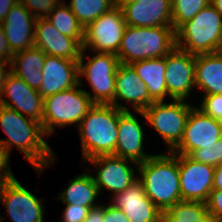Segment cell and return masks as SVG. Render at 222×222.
<instances>
[{
  "label": "cell",
  "instance_id": "cell-1",
  "mask_svg": "<svg viewBox=\"0 0 222 222\" xmlns=\"http://www.w3.org/2000/svg\"><path fill=\"white\" fill-rule=\"evenodd\" d=\"M0 127L7 135L0 142L9 153L16 146L39 174L57 159L44 140L46 135L40 122L0 104Z\"/></svg>",
  "mask_w": 222,
  "mask_h": 222
},
{
  "label": "cell",
  "instance_id": "cell-2",
  "mask_svg": "<svg viewBox=\"0 0 222 222\" xmlns=\"http://www.w3.org/2000/svg\"><path fill=\"white\" fill-rule=\"evenodd\" d=\"M168 154V155H167ZM154 154L138 165V181L147 197L160 211L167 210L182 201L178 154L172 152Z\"/></svg>",
  "mask_w": 222,
  "mask_h": 222
},
{
  "label": "cell",
  "instance_id": "cell-3",
  "mask_svg": "<svg viewBox=\"0 0 222 222\" xmlns=\"http://www.w3.org/2000/svg\"><path fill=\"white\" fill-rule=\"evenodd\" d=\"M112 104H94L77 126L83 159L114 155L118 139L119 114Z\"/></svg>",
  "mask_w": 222,
  "mask_h": 222
},
{
  "label": "cell",
  "instance_id": "cell-4",
  "mask_svg": "<svg viewBox=\"0 0 222 222\" xmlns=\"http://www.w3.org/2000/svg\"><path fill=\"white\" fill-rule=\"evenodd\" d=\"M176 47L172 26L133 27L127 25L116 54L120 63L165 57Z\"/></svg>",
  "mask_w": 222,
  "mask_h": 222
},
{
  "label": "cell",
  "instance_id": "cell-5",
  "mask_svg": "<svg viewBox=\"0 0 222 222\" xmlns=\"http://www.w3.org/2000/svg\"><path fill=\"white\" fill-rule=\"evenodd\" d=\"M222 37V15L211 5L176 31V47L193 55L215 53Z\"/></svg>",
  "mask_w": 222,
  "mask_h": 222
},
{
  "label": "cell",
  "instance_id": "cell-6",
  "mask_svg": "<svg viewBox=\"0 0 222 222\" xmlns=\"http://www.w3.org/2000/svg\"><path fill=\"white\" fill-rule=\"evenodd\" d=\"M82 81L72 89L58 92L44 98L42 129L45 135L54 133V126L59 128L67 125L78 126L94 105L86 90H82Z\"/></svg>",
  "mask_w": 222,
  "mask_h": 222
},
{
  "label": "cell",
  "instance_id": "cell-7",
  "mask_svg": "<svg viewBox=\"0 0 222 222\" xmlns=\"http://www.w3.org/2000/svg\"><path fill=\"white\" fill-rule=\"evenodd\" d=\"M85 49L82 50L78 61L79 80L85 77L89 82L93 95L86 91L94 104L114 105L116 70L120 61L116 54L98 53L89 57L87 63Z\"/></svg>",
  "mask_w": 222,
  "mask_h": 222
},
{
  "label": "cell",
  "instance_id": "cell-8",
  "mask_svg": "<svg viewBox=\"0 0 222 222\" xmlns=\"http://www.w3.org/2000/svg\"><path fill=\"white\" fill-rule=\"evenodd\" d=\"M173 101L153 102L144 111H137L159 133L168 145V152H172L180 144L190 111L194 107L184 100Z\"/></svg>",
  "mask_w": 222,
  "mask_h": 222
},
{
  "label": "cell",
  "instance_id": "cell-9",
  "mask_svg": "<svg viewBox=\"0 0 222 222\" xmlns=\"http://www.w3.org/2000/svg\"><path fill=\"white\" fill-rule=\"evenodd\" d=\"M126 26L121 8L115 5L84 29L83 49L117 54Z\"/></svg>",
  "mask_w": 222,
  "mask_h": 222
},
{
  "label": "cell",
  "instance_id": "cell-10",
  "mask_svg": "<svg viewBox=\"0 0 222 222\" xmlns=\"http://www.w3.org/2000/svg\"><path fill=\"white\" fill-rule=\"evenodd\" d=\"M178 170L182 200L206 203L213 190L215 167L178 154Z\"/></svg>",
  "mask_w": 222,
  "mask_h": 222
},
{
  "label": "cell",
  "instance_id": "cell-11",
  "mask_svg": "<svg viewBox=\"0 0 222 222\" xmlns=\"http://www.w3.org/2000/svg\"><path fill=\"white\" fill-rule=\"evenodd\" d=\"M97 168L96 176L93 175L95 184L98 186L99 192L101 188L113 192V195L125 191L135 182L138 181L135 176V169L130 165L133 163L138 170V163L117 157L114 155H100L87 160Z\"/></svg>",
  "mask_w": 222,
  "mask_h": 222
},
{
  "label": "cell",
  "instance_id": "cell-12",
  "mask_svg": "<svg viewBox=\"0 0 222 222\" xmlns=\"http://www.w3.org/2000/svg\"><path fill=\"white\" fill-rule=\"evenodd\" d=\"M221 138L222 122L194 106L187 119L183 138L172 153L188 155L193 150L215 145Z\"/></svg>",
  "mask_w": 222,
  "mask_h": 222
},
{
  "label": "cell",
  "instance_id": "cell-13",
  "mask_svg": "<svg viewBox=\"0 0 222 222\" xmlns=\"http://www.w3.org/2000/svg\"><path fill=\"white\" fill-rule=\"evenodd\" d=\"M196 55L175 47L165 56L167 93L173 100H184L195 86Z\"/></svg>",
  "mask_w": 222,
  "mask_h": 222
},
{
  "label": "cell",
  "instance_id": "cell-14",
  "mask_svg": "<svg viewBox=\"0 0 222 222\" xmlns=\"http://www.w3.org/2000/svg\"><path fill=\"white\" fill-rule=\"evenodd\" d=\"M0 201L12 222H42L45 210L42 199L33 195L15 178L5 182Z\"/></svg>",
  "mask_w": 222,
  "mask_h": 222
},
{
  "label": "cell",
  "instance_id": "cell-15",
  "mask_svg": "<svg viewBox=\"0 0 222 222\" xmlns=\"http://www.w3.org/2000/svg\"><path fill=\"white\" fill-rule=\"evenodd\" d=\"M4 95L11 101L8 102ZM0 104L42 124L44 98L12 72L6 78Z\"/></svg>",
  "mask_w": 222,
  "mask_h": 222
},
{
  "label": "cell",
  "instance_id": "cell-16",
  "mask_svg": "<svg viewBox=\"0 0 222 222\" xmlns=\"http://www.w3.org/2000/svg\"><path fill=\"white\" fill-rule=\"evenodd\" d=\"M84 38H73L60 33L46 18L35 23L34 46L45 54L79 61Z\"/></svg>",
  "mask_w": 222,
  "mask_h": 222
},
{
  "label": "cell",
  "instance_id": "cell-17",
  "mask_svg": "<svg viewBox=\"0 0 222 222\" xmlns=\"http://www.w3.org/2000/svg\"><path fill=\"white\" fill-rule=\"evenodd\" d=\"M38 92L43 98L79 84L78 62L46 54Z\"/></svg>",
  "mask_w": 222,
  "mask_h": 222
},
{
  "label": "cell",
  "instance_id": "cell-18",
  "mask_svg": "<svg viewBox=\"0 0 222 222\" xmlns=\"http://www.w3.org/2000/svg\"><path fill=\"white\" fill-rule=\"evenodd\" d=\"M114 106L123 111H129L127 106L118 101L132 104L133 109L144 111L153 102L147 86L138 77V74L130 64L120 63L116 70Z\"/></svg>",
  "mask_w": 222,
  "mask_h": 222
},
{
  "label": "cell",
  "instance_id": "cell-19",
  "mask_svg": "<svg viewBox=\"0 0 222 222\" xmlns=\"http://www.w3.org/2000/svg\"><path fill=\"white\" fill-rule=\"evenodd\" d=\"M123 12L126 25L133 27L172 26V0H139L116 5Z\"/></svg>",
  "mask_w": 222,
  "mask_h": 222
},
{
  "label": "cell",
  "instance_id": "cell-20",
  "mask_svg": "<svg viewBox=\"0 0 222 222\" xmlns=\"http://www.w3.org/2000/svg\"><path fill=\"white\" fill-rule=\"evenodd\" d=\"M112 205L121 209L129 222H157L161 211L147 197L142 184L137 181L125 191L112 196Z\"/></svg>",
  "mask_w": 222,
  "mask_h": 222
},
{
  "label": "cell",
  "instance_id": "cell-21",
  "mask_svg": "<svg viewBox=\"0 0 222 222\" xmlns=\"http://www.w3.org/2000/svg\"><path fill=\"white\" fill-rule=\"evenodd\" d=\"M137 117L130 111H122L118 120V139L114 156L143 163L153 154L143 150L144 131Z\"/></svg>",
  "mask_w": 222,
  "mask_h": 222
},
{
  "label": "cell",
  "instance_id": "cell-22",
  "mask_svg": "<svg viewBox=\"0 0 222 222\" xmlns=\"http://www.w3.org/2000/svg\"><path fill=\"white\" fill-rule=\"evenodd\" d=\"M36 18L17 2L2 21L5 36L15 54L34 46Z\"/></svg>",
  "mask_w": 222,
  "mask_h": 222
},
{
  "label": "cell",
  "instance_id": "cell-23",
  "mask_svg": "<svg viewBox=\"0 0 222 222\" xmlns=\"http://www.w3.org/2000/svg\"><path fill=\"white\" fill-rule=\"evenodd\" d=\"M46 54L33 46L17 52L11 60V72L20 77L29 87L39 90Z\"/></svg>",
  "mask_w": 222,
  "mask_h": 222
},
{
  "label": "cell",
  "instance_id": "cell-24",
  "mask_svg": "<svg viewBox=\"0 0 222 222\" xmlns=\"http://www.w3.org/2000/svg\"><path fill=\"white\" fill-rule=\"evenodd\" d=\"M195 73V84L204 95L222 94V57L216 53L196 55Z\"/></svg>",
  "mask_w": 222,
  "mask_h": 222
},
{
  "label": "cell",
  "instance_id": "cell-25",
  "mask_svg": "<svg viewBox=\"0 0 222 222\" xmlns=\"http://www.w3.org/2000/svg\"><path fill=\"white\" fill-rule=\"evenodd\" d=\"M130 65L146 84L150 97L155 102L164 101L168 95L165 81V57L135 61Z\"/></svg>",
  "mask_w": 222,
  "mask_h": 222
},
{
  "label": "cell",
  "instance_id": "cell-26",
  "mask_svg": "<svg viewBox=\"0 0 222 222\" xmlns=\"http://www.w3.org/2000/svg\"><path fill=\"white\" fill-rule=\"evenodd\" d=\"M99 194L93 175L87 171L70 179L66 189L60 192L57 198L66 205L96 207L100 205V203H95Z\"/></svg>",
  "mask_w": 222,
  "mask_h": 222
},
{
  "label": "cell",
  "instance_id": "cell-27",
  "mask_svg": "<svg viewBox=\"0 0 222 222\" xmlns=\"http://www.w3.org/2000/svg\"><path fill=\"white\" fill-rule=\"evenodd\" d=\"M165 222H211L207 204L195 201H179L167 210L161 211Z\"/></svg>",
  "mask_w": 222,
  "mask_h": 222
},
{
  "label": "cell",
  "instance_id": "cell-28",
  "mask_svg": "<svg viewBox=\"0 0 222 222\" xmlns=\"http://www.w3.org/2000/svg\"><path fill=\"white\" fill-rule=\"evenodd\" d=\"M46 19L63 35L73 38H84V28L63 1L50 12Z\"/></svg>",
  "mask_w": 222,
  "mask_h": 222
},
{
  "label": "cell",
  "instance_id": "cell-29",
  "mask_svg": "<svg viewBox=\"0 0 222 222\" xmlns=\"http://www.w3.org/2000/svg\"><path fill=\"white\" fill-rule=\"evenodd\" d=\"M85 29L90 23L115 6V0H70L68 5Z\"/></svg>",
  "mask_w": 222,
  "mask_h": 222
},
{
  "label": "cell",
  "instance_id": "cell-30",
  "mask_svg": "<svg viewBox=\"0 0 222 222\" xmlns=\"http://www.w3.org/2000/svg\"><path fill=\"white\" fill-rule=\"evenodd\" d=\"M209 4L210 0H172V27L174 30L177 31Z\"/></svg>",
  "mask_w": 222,
  "mask_h": 222
},
{
  "label": "cell",
  "instance_id": "cell-31",
  "mask_svg": "<svg viewBox=\"0 0 222 222\" xmlns=\"http://www.w3.org/2000/svg\"><path fill=\"white\" fill-rule=\"evenodd\" d=\"M188 156L204 164L218 166L222 163V138L215 142V145L204 146V148L191 151Z\"/></svg>",
  "mask_w": 222,
  "mask_h": 222
},
{
  "label": "cell",
  "instance_id": "cell-32",
  "mask_svg": "<svg viewBox=\"0 0 222 222\" xmlns=\"http://www.w3.org/2000/svg\"><path fill=\"white\" fill-rule=\"evenodd\" d=\"M61 0H18L36 19L46 18Z\"/></svg>",
  "mask_w": 222,
  "mask_h": 222
},
{
  "label": "cell",
  "instance_id": "cell-33",
  "mask_svg": "<svg viewBox=\"0 0 222 222\" xmlns=\"http://www.w3.org/2000/svg\"><path fill=\"white\" fill-rule=\"evenodd\" d=\"M199 109L222 122V94L203 95Z\"/></svg>",
  "mask_w": 222,
  "mask_h": 222
},
{
  "label": "cell",
  "instance_id": "cell-34",
  "mask_svg": "<svg viewBox=\"0 0 222 222\" xmlns=\"http://www.w3.org/2000/svg\"><path fill=\"white\" fill-rule=\"evenodd\" d=\"M93 207H83L66 205L64 212L62 213L63 222H83L87 217L90 209Z\"/></svg>",
  "mask_w": 222,
  "mask_h": 222
},
{
  "label": "cell",
  "instance_id": "cell-35",
  "mask_svg": "<svg viewBox=\"0 0 222 222\" xmlns=\"http://www.w3.org/2000/svg\"><path fill=\"white\" fill-rule=\"evenodd\" d=\"M206 204L212 218L222 219V190H212Z\"/></svg>",
  "mask_w": 222,
  "mask_h": 222
},
{
  "label": "cell",
  "instance_id": "cell-36",
  "mask_svg": "<svg viewBox=\"0 0 222 222\" xmlns=\"http://www.w3.org/2000/svg\"><path fill=\"white\" fill-rule=\"evenodd\" d=\"M10 153L8 149L0 142V180L15 179L11 167L9 166Z\"/></svg>",
  "mask_w": 222,
  "mask_h": 222
},
{
  "label": "cell",
  "instance_id": "cell-37",
  "mask_svg": "<svg viewBox=\"0 0 222 222\" xmlns=\"http://www.w3.org/2000/svg\"><path fill=\"white\" fill-rule=\"evenodd\" d=\"M103 222H129V220L121 209H116L108 204V206L104 205Z\"/></svg>",
  "mask_w": 222,
  "mask_h": 222
},
{
  "label": "cell",
  "instance_id": "cell-38",
  "mask_svg": "<svg viewBox=\"0 0 222 222\" xmlns=\"http://www.w3.org/2000/svg\"><path fill=\"white\" fill-rule=\"evenodd\" d=\"M14 53L12 52L8 40L5 36L2 22H0V59L11 62Z\"/></svg>",
  "mask_w": 222,
  "mask_h": 222
},
{
  "label": "cell",
  "instance_id": "cell-39",
  "mask_svg": "<svg viewBox=\"0 0 222 222\" xmlns=\"http://www.w3.org/2000/svg\"><path fill=\"white\" fill-rule=\"evenodd\" d=\"M104 205L100 204L90 209L87 217L83 222H103Z\"/></svg>",
  "mask_w": 222,
  "mask_h": 222
},
{
  "label": "cell",
  "instance_id": "cell-40",
  "mask_svg": "<svg viewBox=\"0 0 222 222\" xmlns=\"http://www.w3.org/2000/svg\"><path fill=\"white\" fill-rule=\"evenodd\" d=\"M8 66L9 70L7 68ZM10 72H11V62L4 59H0V95L3 91L6 78Z\"/></svg>",
  "mask_w": 222,
  "mask_h": 222
},
{
  "label": "cell",
  "instance_id": "cell-41",
  "mask_svg": "<svg viewBox=\"0 0 222 222\" xmlns=\"http://www.w3.org/2000/svg\"><path fill=\"white\" fill-rule=\"evenodd\" d=\"M18 0H0V22H2Z\"/></svg>",
  "mask_w": 222,
  "mask_h": 222
},
{
  "label": "cell",
  "instance_id": "cell-42",
  "mask_svg": "<svg viewBox=\"0 0 222 222\" xmlns=\"http://www.w3.org/2000/svg\"><path fill=\"white\" fill-rule=\"evenodd\" d=\"M213 190H222V163L215 167Z\"/></svg>",
  "mask_w": 222,
  "mask_h": 222
},
{
  "label": "cell",
  "instance_id": "cell-43",
  "mask_svg": "<svg viewBox=\"0 0 222 222\" xmlns=\"http://www.w3.org/2000/svg\"><path fill=\"white\" fill-rule=\"evenodd\" d=\"M210 4L222 15V0H210Z\"/></svg>",
  "mask_w": 222,
  "mask_h": 222
},
{
  "label": "cell",
  "instance_id": "cell-44",
  "mask_svg": "<svg viewBox=\"0 0 222 222\" xmlns=\"http://www.w3.org/2000/svg\"><path fill=\"white\" fill-rule=\"evenodd\" d=\"M139 0H115V5H126L137 2Z\"/></svg>",
  "mask_w": 222,
  "mask_h": 222
},
{
  "label": "cell",
  "instance_id": "cell-45",
  "mask_svg": "<svg viewBox=\"0 0 222 222\" xmlns=\"http://www.w3.org/2000/svg\"><path fill=\"white\" fill-rule=\"evenodd\" d=\"M215 53H216L218 56L222 57V37H221L220 40H219L218 46H217V48H216V50H215Z\"/></svg>",
  "mask_w": 222,
  "mask_h": 222
},
{
  "label": "cell",
  "instance_id": "cell-46",
  "mask_svg": "<svg viewBox=\"0 0 222 222\" xmlns=\"http://www.w3.org/2000/svg\"><path fill=\"white\" fill-rule=\"evenodd\" d=\"M7 181H9V180H0V198H1L2 188H3L4 184H5V182H7Z\"/></svg>",
  "mask_w": 222,
  "mask_h": 222
},
{
  "label": "cell",
  "instance_id": "cell-47",
  "mask_svg": "<svg viewBox=\"0 0 222 222\" xmlns=\"http://www.w3.org/2000/svg\"><path fill=\"white\" fill-rule=\"evenodd\" d=\"M211 222H222V219L212 218Z\"/></svg>",
  "mask_w": 222,
  "mask_h": 222
},
{
  "label": "cell",
  "instance_id": "cell-48",
  "mask_svg": "<svg viewBox=\"0 0 222 222\" xmlns=\"http://www.w3.org/2000/svg\"><path fill=\"white\" fill-rule=\"evenodd\" d=\"M157 222H165L162 218H160Z\"/></svg>",
  "mask_w": 222,
  "mask_h": 222
}]
</instances>
